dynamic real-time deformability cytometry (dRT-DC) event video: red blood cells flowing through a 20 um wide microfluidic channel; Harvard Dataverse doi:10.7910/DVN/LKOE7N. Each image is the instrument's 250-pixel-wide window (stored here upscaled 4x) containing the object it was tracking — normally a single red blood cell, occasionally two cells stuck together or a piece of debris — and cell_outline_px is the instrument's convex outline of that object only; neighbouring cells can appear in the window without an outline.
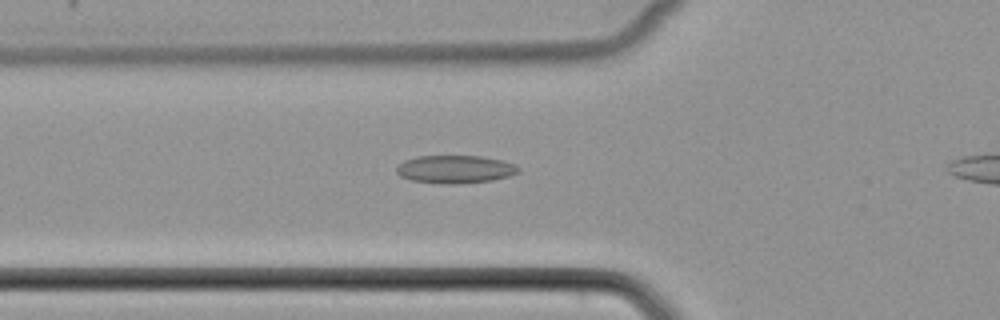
{"species": "common noctule bat (a hibernating species)", "species_latin": "Nyctalus noctula", "temperature_condition": "cold", "stored_images_in_passage": 39, "camera_frame_rate_fps": 3000, "um_per_image_px": 0.085, "animal": {"sex": "female", "body_mass_g": 22.7, "forearm_length_mm": 54.2}, "frame": {"image": 1, "passage_image": 12, "time_ms": 3.667, "image_size_px": [1000, 320], "cell_outline_px": [[520, 172], [508, 176], [492, 180], [456, 184], [440, 184], [412, 180], [400, 176], [396, 172], [396, 168], [404, 160], [416, 156], [480, 156], [504, 160], [516, 164], [520, 168]], "centroid_in_image_um": [38.71, 14.38], "position_along_channel_um": 87.1, "area_um2": 20.0}}
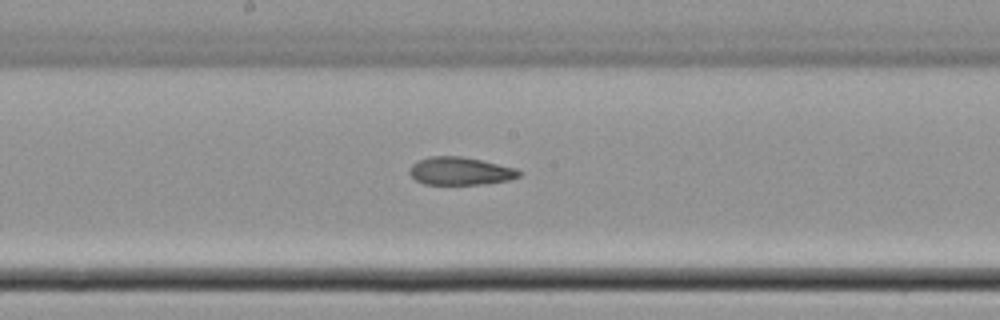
{"frame": {"image": 2, "passage_image": 21, "time_ms": 6.667, "image_size_px": [1000, 320], "cell_outline_px": [[524, 172], [520, 176], [508, 180], [488, 184], [424, 184], [416, 180], [408, 172], [412, 164], [416, 160], [428, 156], [460, 156], [480, 160], [516, 168]], "centroid_in_image_um": [39.12, 14.54], "position_along_channel_um": 209.1, "area_um2": 17.92}}
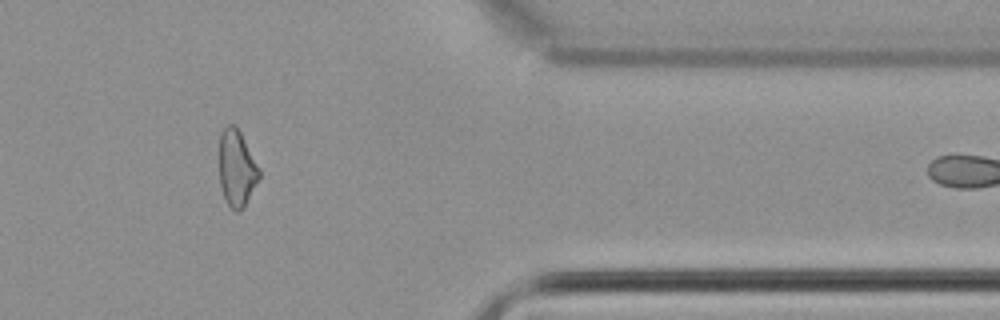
{"frame": {"image": 3, "passage_image": 36, "time_ms": 11.667, "image_size_px": [1000, 320], "cell_outline_px": [[260, 176], [244, 208], [236, 212], [228, 204], [224, 196], [220, 184], [220, 132], [228, 124], [236, 124], [260, 168]], "centroid_in_image_um": [20.13, 14.28], "position_along_channel_um": 391.3, "area_um2": 17.74}}